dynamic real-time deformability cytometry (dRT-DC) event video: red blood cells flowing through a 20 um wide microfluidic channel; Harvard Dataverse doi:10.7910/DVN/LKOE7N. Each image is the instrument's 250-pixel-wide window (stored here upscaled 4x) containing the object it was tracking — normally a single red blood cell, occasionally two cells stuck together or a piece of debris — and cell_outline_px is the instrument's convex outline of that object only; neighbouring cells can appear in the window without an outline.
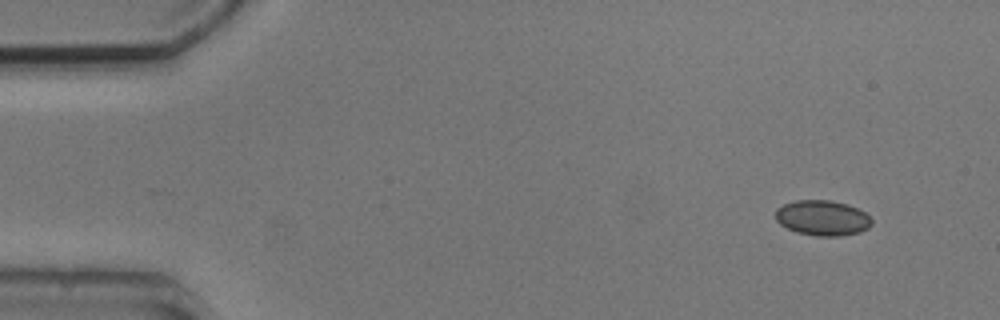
{"species": "common noctule bat (a hibernating species)", "species_latin": "Nyctalus noctula", "temperature_condition": "cold", "stored_images_in_passage": 5, "camera_frame_rate_fps": 3000, "um_per_image_px": 0.085, "animal": {"sex": "male", "body_mass_g": 20.5, "forearm_length_mm": 52.5}, "frame": {"image": 1, "passage_image": 1, "time_ms": 0.0, "image_size_px": [1000, 320], "cell_outline_px": [[872, 224], [868, 228], [860, 232], [840, 236], [816, 236], [796, 232], [780, 224], [776, 220], [776, 208], [784, 204], [796, 200], [832, 200], [848, 204], [864, 212], [872, 220]], "centroid_in_image_um": [69.91, 18.52], "position_along_channel_um": 15.1, "area_um2": 19.83}}
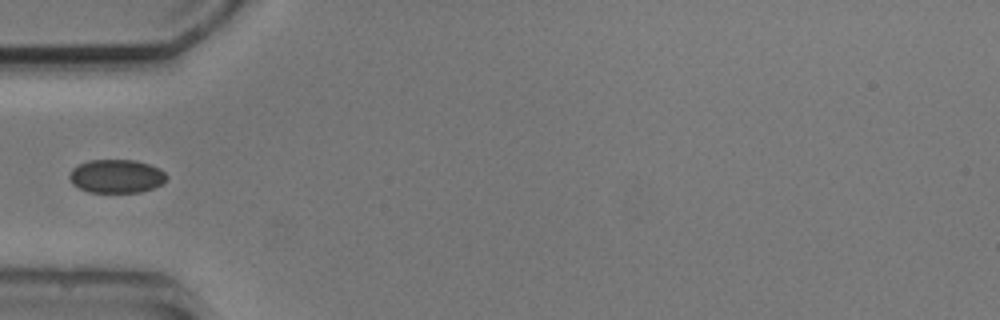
{"frame": {"image": 2, "passage_image": 4, "time_ms": 4.333, "image_size_px": [1000, 320], "cell_outline_px": [[168, 176], [160, 184], [152, 188], [140, 192], [88, 192], [72, 184], [68, 176], [72, 168], [88, 160], [136, 160], [160, 168]], "centroid_in_image_um": [9.87, 14.97], "position_along_channel_um": 75.1, "area_um2": 18.9}}